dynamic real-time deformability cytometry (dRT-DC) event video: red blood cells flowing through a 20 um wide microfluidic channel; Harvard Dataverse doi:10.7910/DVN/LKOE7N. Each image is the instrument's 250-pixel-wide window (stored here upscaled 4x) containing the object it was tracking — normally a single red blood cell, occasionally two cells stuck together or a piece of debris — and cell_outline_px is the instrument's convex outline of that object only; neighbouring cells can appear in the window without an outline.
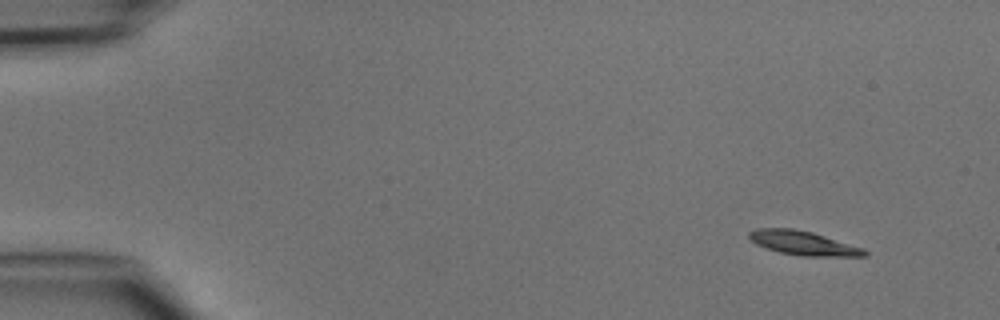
{"species": "common noctule bat (a hibernating species)", "species_latin": "Nyctalus noctula", "temperature_condition": "cold", "stored_images_in_passage": 5, "camera_frame_rate_fps": 3000, "um_per_image_px": 0.085, "animal": {"sex": "male", "body_mass_g": 15.6}, "frame": {"image": 1, "passage_image": 1, "time_ms": 0.0, "image_size_px": [1000, 320], "cell_outline_px": [[868, 256], [800, 256], [780, 252], [756, 244], [748, 236], [748, 232], [756, 228], [792, 228], [812, 232], [864, 248], [868, 252]], "centroid_in_image_um": [68.29, 20.66], "position_along_channel_um": 16.7, "area_um2": 16.13}}